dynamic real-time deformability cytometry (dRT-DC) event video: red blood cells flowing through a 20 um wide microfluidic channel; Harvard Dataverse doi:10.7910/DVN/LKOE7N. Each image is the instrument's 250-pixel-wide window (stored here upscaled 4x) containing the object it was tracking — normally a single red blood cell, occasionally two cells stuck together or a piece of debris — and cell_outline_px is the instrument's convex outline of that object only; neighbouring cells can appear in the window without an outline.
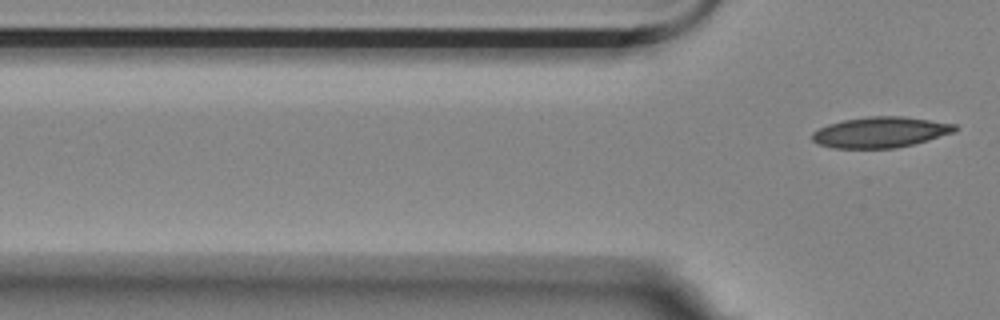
{"species": "Egyptian fruit bat (a non-hibernating species)", "species_latin": "Rousettus aegyptiacus", "temperature_condition": "room temperature", "stored_images_in_passage": 5, "segment_of_instrument_passage": [2, 2], "camera_frame_rate_fps": 3000, "um_per_image_px": 0.085, "animal": {"sex": "female"}, "frame": {"image": 1, "passage_image": 5, "time_ms": 1.333, "image_size_px": [1000, 320], "cell_outline_px": [[960, 128], [956, 132], [928, 140], [896, 148], [832, 148], [816, 144], [812, 140], [812, 132], [828, 124], [844, 120], [868, 116], [904, 116], [956, 124]], "centroid_in_image_um": [74.85, 11.24], "position_along_channel_um": 50.9, "area_um2": 25.72}}